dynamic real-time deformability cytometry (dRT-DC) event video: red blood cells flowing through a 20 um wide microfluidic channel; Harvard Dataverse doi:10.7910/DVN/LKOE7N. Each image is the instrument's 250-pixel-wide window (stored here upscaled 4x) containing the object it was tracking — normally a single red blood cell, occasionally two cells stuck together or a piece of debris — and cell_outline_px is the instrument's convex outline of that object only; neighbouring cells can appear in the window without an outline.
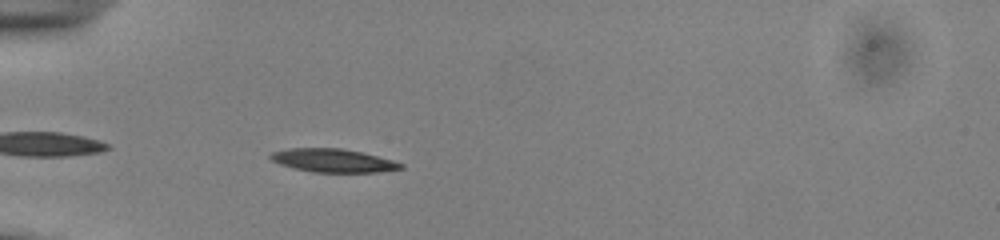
{"species": "common noctule bat (a hibernating species)", "species_latin": "Nyctalus noctula", "temperature_condition": "cold", "stored_images_in_passage": 34, "camera_frame_rate_fps": 3000, "um_per_image_px": 0.085, "animal": {"sex": "male", "body_mass_g": 13.0, "forearm_length_mm": 53.1}, "frame": {"image": 1, "passage_image": 3, "time_ms": 0.667, "image_size_px": [1000, 240], "cell_outline_px": [[404, 168], [376, 172], [312, 172], [292, 168], [280, 164], [272, 160], [268, 156], [272, 152], [288, 148], [340, 148], [360, 152], [392, 160], [404, 164]], "centroid_in_image_um": [28.27, 13.64], "position_along_channel_um": 56.7, "area_um2": 17.63}}
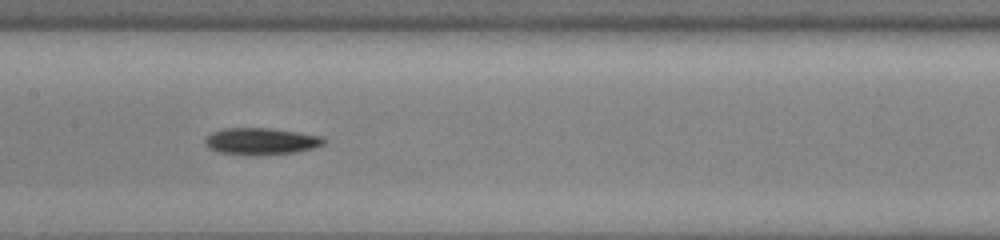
{"frame": {"image": 2, "passage_image": 14, "time_ms": 4.333, "image_size_px": [1000, 240], "cell_outline_px": [[324, 144], [312, 148], [296, 152], [256, 156], [244, 156], [216, 152], [208, 148], [204, 144], [204, 136], [212, 132], [224, 128], [272, 128], [324, 136]], "centroid_in_image_um": [22.12, 12.02], "position_along_channel_um": 185.3, "area_um2": 19.07}}
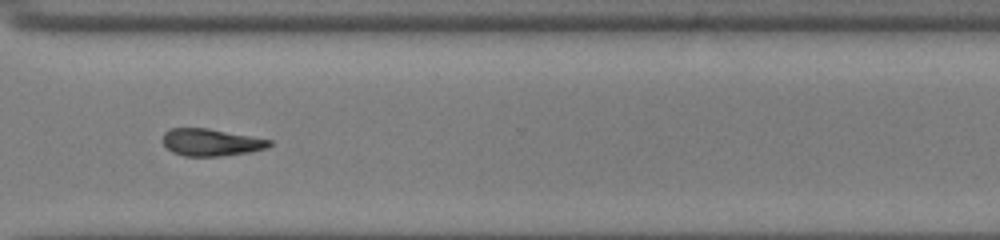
{"frame": {"image": 3, "passage_image": 27, "time_ms": 8.667, "image_size_px": [1000, 240], "cell_outline_px": [[272, 144], [268, 148], [248, 152], [220, 156], [184, 156], [172, 152], [164, 144], [164, 132], [172, 128], [208, 128], [272, 140]], "centroid_in_image_um": [17.96, 12.1], "position_along_channel_um": 352.6, "area_um2": 16.76}, "authors_computed_cell_mechanics": {"area_um2": 17.2822, "velocity_mm_per_s": 3.8709, "shape_relaxation_time_tau1_ms": 2.6877, "shape_relaxation_time_tau2_ms": null, "deformation_change_tau1": 0.1426, "deformation_change_tau2": null}}